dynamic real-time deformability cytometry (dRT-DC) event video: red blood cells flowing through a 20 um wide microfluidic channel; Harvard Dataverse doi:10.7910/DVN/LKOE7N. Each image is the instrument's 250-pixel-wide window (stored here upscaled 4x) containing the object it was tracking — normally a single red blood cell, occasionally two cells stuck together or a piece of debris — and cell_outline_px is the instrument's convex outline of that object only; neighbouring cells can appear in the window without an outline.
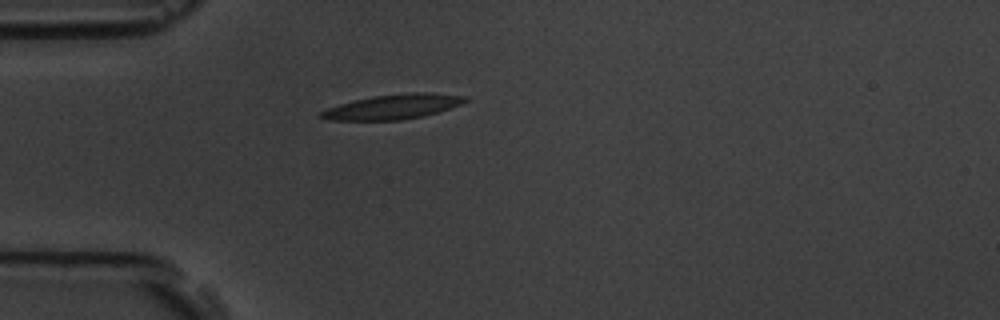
{"species": "common noctule bat (a hibernating species)", "species_latin": "Nyctalus noctula", "temperature_condition": "room temperature", "stored_images_in_passage": 3, "camera_frame_rate_fps": 3000, "um_per_image_px": 0.085, "animal": {"sex": "male", "body_mass_g": 19.5, "forearm_length_mm": 54.6}, "frame": {"image": 1, "passage_image": 3, "time_ms": 2.333, "image_size_px": [1000, 320], "cell_outline_px": [[468, 100], [460, 104], [424, 116], [400, 120], [332, 120], [316, 116], [320, 112], [328, 108], [340, 104], [372, 96], [412, 92], [432, 92], [468, 96]], "centroid_in_image_um": [33.42, 9.06], "position_along_channel_um": 51.6, "area_um2": 20.69}}